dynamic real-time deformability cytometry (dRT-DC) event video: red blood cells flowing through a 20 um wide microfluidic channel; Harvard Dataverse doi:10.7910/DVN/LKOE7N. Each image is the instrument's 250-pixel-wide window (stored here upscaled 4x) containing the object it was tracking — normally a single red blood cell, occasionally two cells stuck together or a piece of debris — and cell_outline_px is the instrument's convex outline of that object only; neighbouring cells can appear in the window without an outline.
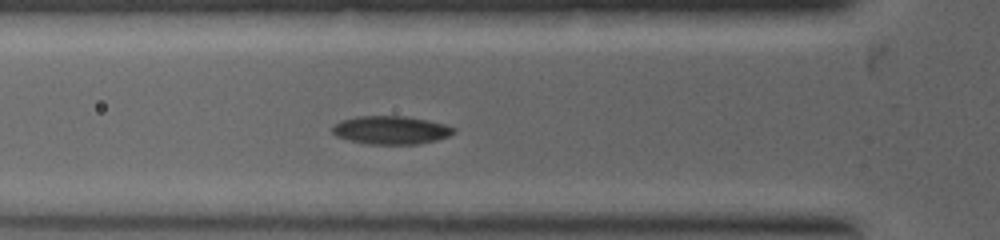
{"species": "common noctule bat (a hibernating species)", "species_latin": "Nyctalus noctula", "temperature_condition": "warm", "stored_images_in_passage": 32, "camera_frame_rate_fps": 5000, "um_per_image_px": 0.085, "animal": {"sex": "female", "body_mass_g": 19.0, "forearm_length_mm": 53.3}, "frame": {"image": 1, "passage_image": 2, "time_ms": 0.4, "image_size_px": [1000, 240], "cell_outline_px": [[456, 132], [448, 136], [436, 140], [416, 144], [368, 144], [348, 140], [336, 136], [332, 132], [332, 124], [340, 120], [356, 116], [404, 116], [428, 120], [444, 124], [456, 128]], "centroid_in_image_um": [33.2, 11.05], "position_along_channel_um": 92.6, "area_um2": 20.11}}
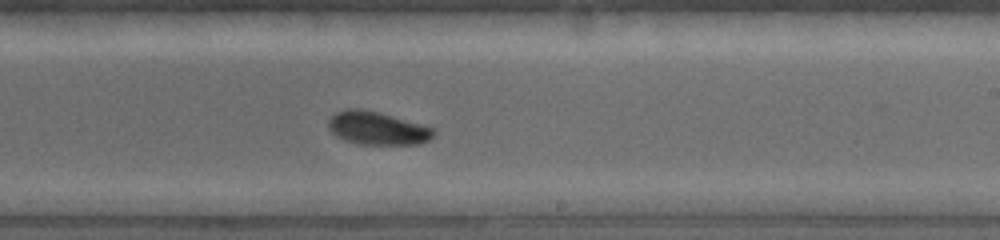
{"frame": {"image": 2, "passage_image": 15, "time_ms": 2.8, "image_size_px": [1000, 240], "cell_outline_px": [[436, 136], [420, 144], [356, 144], [344, 140], [336, 136], [328, 128], [328, 116], [336, 112], [348, 108], [360, 108], [380, 112], [436, 128]], "centroid_in_image_um": [32.08, 10.89], "position_along_channel_um": 256.9, "area_um2": 20.75}}
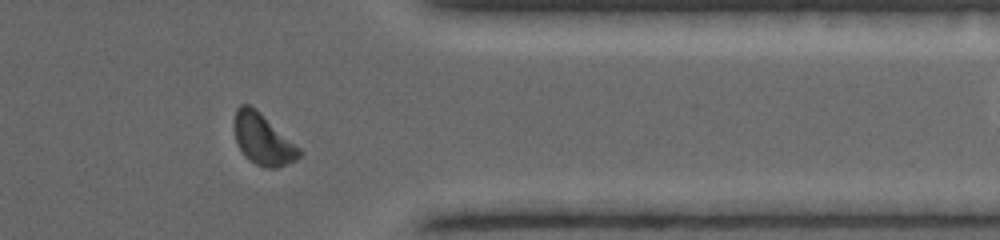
{"frame": {"image": 3, "passage_image": 25, "time_ms": 4.8, "image_size_px": [1000, 240], "cell_outline_px": [[300, 156], [296, 160], [276, 168], [264, 168], [256, 164], [244, 156], [236, 140], [232, 124], [236, 108], [240, 104], [248, 104], [256, 108], [300, 148]], "centroid_in_image_um": [22.3, 11.82], "position_along_channel_um": 389.1, "area_um2": 19.42}}